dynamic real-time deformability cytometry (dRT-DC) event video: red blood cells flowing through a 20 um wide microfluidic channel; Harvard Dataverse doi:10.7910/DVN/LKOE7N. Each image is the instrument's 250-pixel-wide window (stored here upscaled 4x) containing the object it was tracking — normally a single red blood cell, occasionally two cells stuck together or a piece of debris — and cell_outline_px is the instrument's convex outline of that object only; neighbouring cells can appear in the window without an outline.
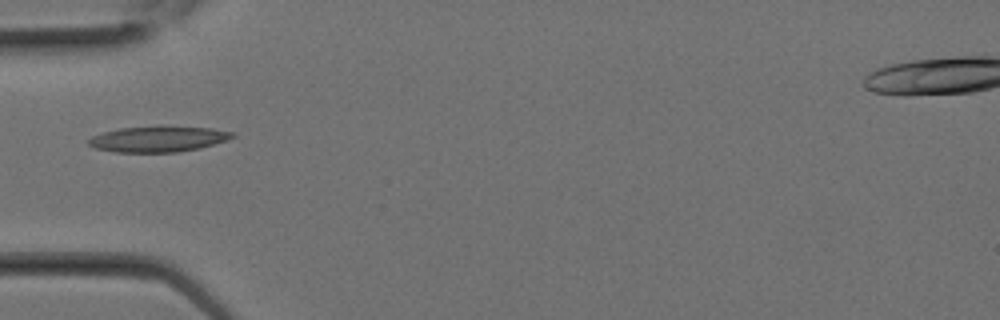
{"species": "Egyptian fruit bat (a non-hibernating species)", "species_latin": "Rousettus aegyptiacus", "temperature_condition": "room temperature", "stored_images_in_passage": 10, "camera_frame_rate_fps": 3000, "um_per_image_px": 0.085, "animal": {"sex": "female"}, "frame": {"image": 1, "passage_image": 9, "time_ms": 2.667, "image_size_px": [1000, 320], "cell_outline_px": [[236, 136], [200, 148], [176, 152], [116, 152], [96, 148], [88, 144], [88, 140], [92, 136], [104, 132], [120, 128], [156, 124], [160, 124], [212, 128], [236, 132]], "centroid_in_image_um": [13.47, 11.78], "position_along_channel_um": 71.5, "area_um2": 22.08}}